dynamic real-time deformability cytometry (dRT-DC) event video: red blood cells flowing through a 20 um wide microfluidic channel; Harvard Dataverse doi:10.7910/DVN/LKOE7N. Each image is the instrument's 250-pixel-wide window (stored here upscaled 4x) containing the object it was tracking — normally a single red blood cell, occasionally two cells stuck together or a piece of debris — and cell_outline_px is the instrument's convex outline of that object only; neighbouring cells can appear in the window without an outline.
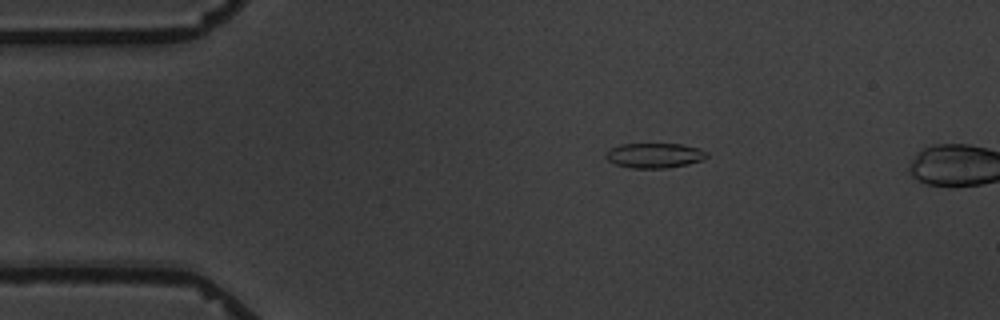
{"species": "common noctule bat (a hibernating species)", "species_latin": "Nyctalus noctula", "temperature_condition": "warm", "stored_images_in_passage": 2, "segment_of_instrument_passage": [1, 2], "camera_frame_rate_fps": 3000, "um_per_image_px": 0.085, "animal": {"sex": "male", "body_mass_g": 19.5, "forearm_length_mm": 54.6}, "frame": {"image": 1, "passage_image": 1, "time_ms": 0.0, "image_size_px": [1000, 320], "cell_outline_px": [[708, 156], [700, 160], [688, 164], [664, 168], [632, 168], [616, 164], [608, 160], [604, 156], [612, 148], [620, 144], [680, 144], [700, 148], [708, 152]], "centroid_in_image_um": [55.65, 13.21], "position_along_channel_um": 29.3, "area_um2": 14.51}}